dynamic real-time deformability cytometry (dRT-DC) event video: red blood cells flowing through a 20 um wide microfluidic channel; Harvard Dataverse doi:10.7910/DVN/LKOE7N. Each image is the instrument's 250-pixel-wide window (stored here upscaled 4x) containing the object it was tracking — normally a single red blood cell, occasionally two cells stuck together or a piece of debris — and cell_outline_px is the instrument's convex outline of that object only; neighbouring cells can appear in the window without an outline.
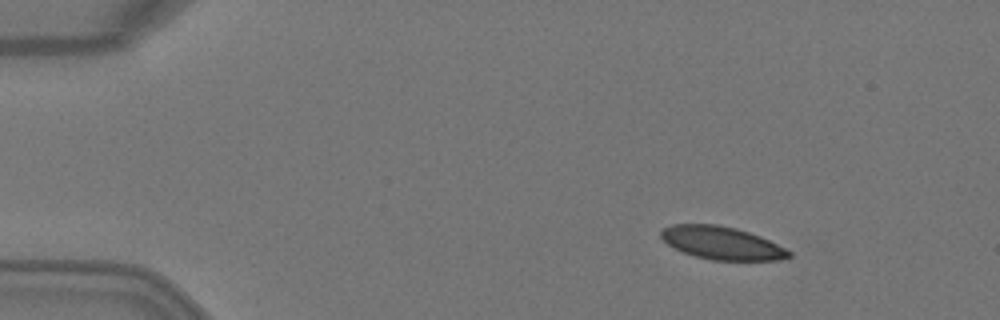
{"species": "Egyptian fruit bat (a non-hibernating species)", "species_latin": "Rousettus aegyptiacus", "temperature_condition": "warm", "stored_images_in_passage": 3, "camera_frame_rate_fps": 3000, "um_per_image_px": 0.085, "animal": {"sex": "female"}, "frame": {"image": 1, "passage_image": 1, "time_ms": 0.0, "image_size_px": [1000, 320], "cell_outline_px": [[792, 256], [776, 260], [712, 260], [696, 256], [684, 252], [668, 244], [660, 236], [660, 232], [664, 228], [672, 224], [716, 224], [736, 228], [760, 236], [792, 252]], "centroid_in_image_um": [61.34, 20.65], "position_along_channel_um": 23.7, "area_um2": 24.22}}